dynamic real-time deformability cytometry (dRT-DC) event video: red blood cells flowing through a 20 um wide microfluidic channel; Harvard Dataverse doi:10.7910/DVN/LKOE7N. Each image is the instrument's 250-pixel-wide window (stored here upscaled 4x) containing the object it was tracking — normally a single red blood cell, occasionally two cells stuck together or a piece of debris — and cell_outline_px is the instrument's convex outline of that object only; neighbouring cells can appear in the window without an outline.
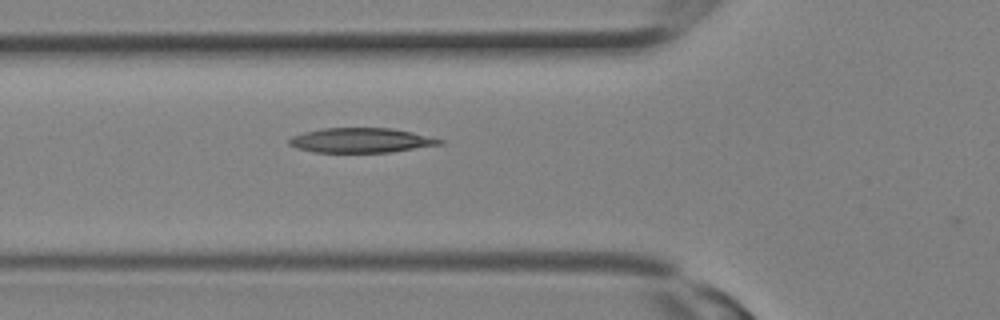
{"species": "Egyptian fruit bat (a non-hibernating species)", "species_latin": "Rousettus aegyptiacus", "temperature_condition": "room temperature", "stored_images_in_passage": 5, "camera_frame_rate_fps": 3000, "um_per_image_px": 0.085, "animal": {"sex": "female"}, "frame": {"image": 1, "passage_image": 5, "time_ms": 1.333, "image_size_px": [1000, 320], "cell_outline_px": [[444, 144], [392, 152], [316, 152], [296, 148], [288, 144], [288, 140], [292, 136], [304, 132], [324, 128], [392, 128], [412, 132], [444, 140]], "centroid_in_image_um": [30.7, 11.93], "position_along_channel_um": 95.1, "area_um2": 21.68}}